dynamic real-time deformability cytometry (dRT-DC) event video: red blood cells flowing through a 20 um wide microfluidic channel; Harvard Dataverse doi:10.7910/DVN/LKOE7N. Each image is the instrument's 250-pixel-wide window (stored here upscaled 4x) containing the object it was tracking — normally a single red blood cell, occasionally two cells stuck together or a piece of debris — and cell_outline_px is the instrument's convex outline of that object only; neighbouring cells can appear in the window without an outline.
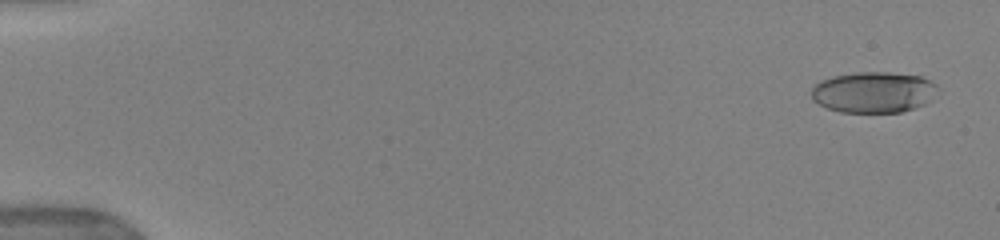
{"species": "human", "species_latin": "Homo sapiens", "temperature_condition": "warm", "stored_images_in_passage": 31, "camera_frame_rate_fps": 3000, "um_per_image_px": 0.085, "donor": {"sex": "female"}, "frame": {"image": 1, "passage_image": 1, "time_ms": 0.0, "image_size_px": [1000, 240], "cell_outline_px": [[940, 92], [932, 100], [924, 104], [900, 112], [840, 112], [828, 108], [812, 100], [812, 88], [820, 80], [836, 76], [856, 72], [888, 72], [920, 76], [936, 84], [940, 88]], "centroid_in_image_um": [74.3, 7.84], "position_along_channel_um": 10.7, "area_um2": 30.23}}
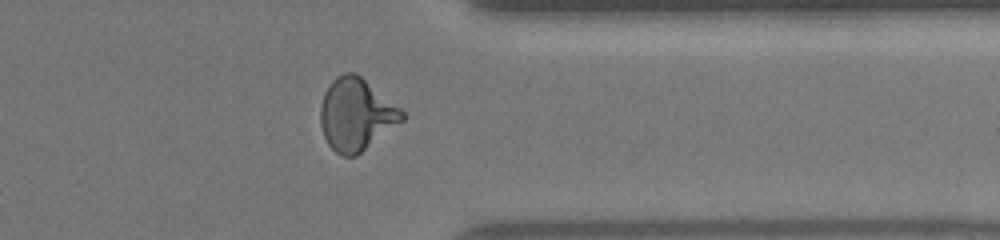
{"frame": {"image": 2, "passage_image": 27, "time_ms": 13.333, "image_size_px": [1000, 240], "cell_outline_px": [[404, 120], [356, 156], [344, 156], [336, 152], [328, 144], [324, 136], [320, 124], [320, 108], [324, 92], [332, 80], [336, 76], [344, 72], [356, 72], [400, 108], [404, 112]], "centroid_in_image_um": [30.25, 9.72], "position_along_channel_um": 381.1, "area_um2": 34.22}}
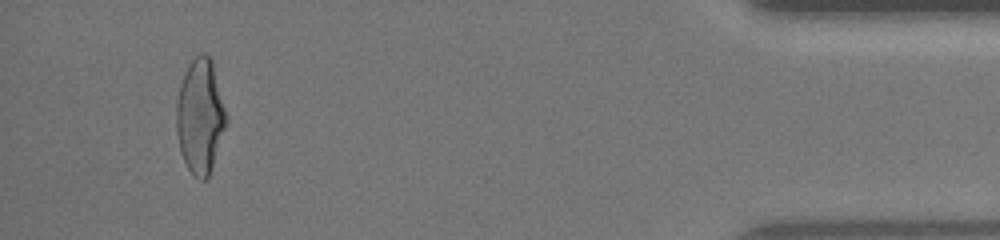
{"frame": {"image": 3, "passage_image": 30, "time_ms": 15.667, "image_size_px": [1000, 240], "cell_outline_px": [[228, 120], [212, 168], [208, 176], [204, 180], [200, 180], [188, 168], [180, 152], [176, 128], [176, 104], [180, 84], [184, 72], [188, 64], [200, 52], [204, 52], [212, 60], [228, 116]], "centroid_in_image_um": [17.02, 9.85], "position_along_channel_um": 418.2, "area_um2": 33.47}, "authors_computed_cell_mechanics": {"area_um2": 32.8304, "velocity_mm_per_s": 3.967, "shape_relaxation_time_tau1_ms": 5.3954, "shape_relaxation_time_tau2_ms": 0.9058, "deformation_change_tau1": 0.2019, "deformation_change_tau2": 0.0801}}